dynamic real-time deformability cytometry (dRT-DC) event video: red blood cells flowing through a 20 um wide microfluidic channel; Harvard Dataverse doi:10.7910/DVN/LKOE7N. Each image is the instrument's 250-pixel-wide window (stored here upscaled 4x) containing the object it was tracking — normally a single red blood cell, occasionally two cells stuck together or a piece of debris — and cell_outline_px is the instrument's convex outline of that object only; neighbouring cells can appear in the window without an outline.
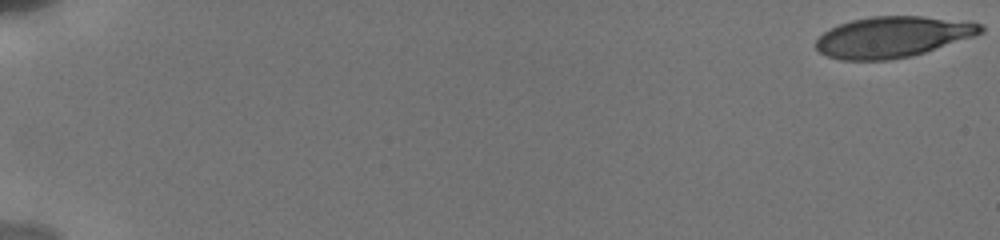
{"species": "human", "species_latin": "Homo sapiens", "temperature_condition": "cold", "stored_images_in_passage": 43, "camera_frame_rate_fps": 3000, "um_per_image_px": 0.085, "donor": {"sex": "male"}, "frame": {"image": 1, "passage_image": 1, "time_ms": 0.0, "image_size_px": [1000, 240], "cell_outline_px": [[984, 32], [976, 36], [912, 56], [888, 60], [840, 60], [828, 56], [820, 52], [816, 48], [816, 40], [824, 32], [840, 24], [852, 20], [872, 16], [920, 16], [980, 24], [984, 28]], "centroid_in_image_um": [75.86, 3.15], "position_along_channel_um": 9.1, "area_um2": 38.9}}
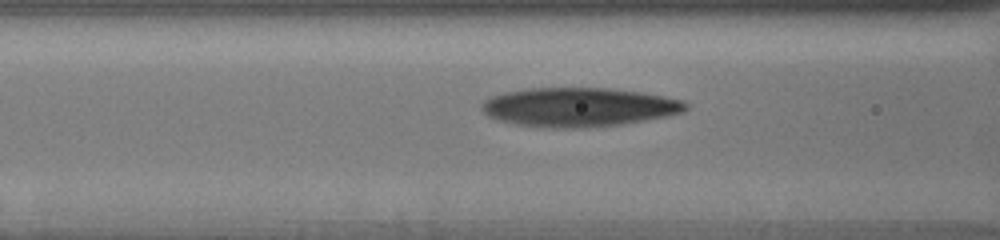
{"frame": {"image": 2, "passage_image": 34, "time_ms": 8.0, "image_size_px": [1000, 240], "cell_outline_px": [[688, 108], [684, 112], [668, 116], [620, 124], [572, 128], [552, 128], [512, 124], [496, 120], [488, 116], [480, 108], [484, 100], [492, 96], [504, 92], [524, 88], [608, 88], [640, 92], [664, 96], [684, 100], [688, 104]], "centroid_in_image_um": [49.18, 9.1], "position_along_channel_um": 117.4, "area_um2": 46.53}}
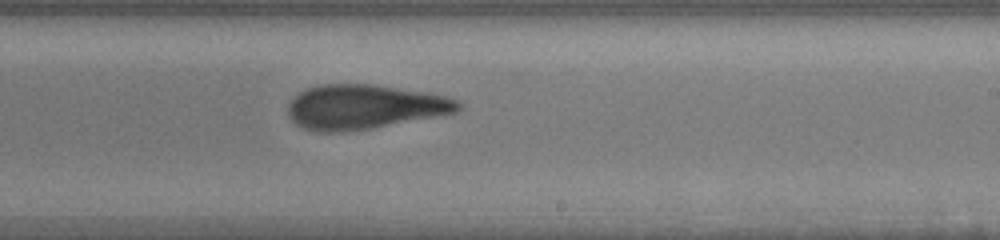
{"frame": {"image": 3, "passage_image": 43, "time_ms": 11.667, "image_size_px": [1000, 240], "cell_outline_px": [[464, 104], [456, 112], [444, 116], [372, 128], [344, 132], [316, 132], [304, 128], [296, 124], [288, 116], [288, 104], [300, 92], [308, 88], [320, 84], [372, 84], [432, 92], [460, 100]], "centroid_in_image_um": [31.05, 9.09], "position_along_channel_um": 257.9, "area_um2": 44.85}}